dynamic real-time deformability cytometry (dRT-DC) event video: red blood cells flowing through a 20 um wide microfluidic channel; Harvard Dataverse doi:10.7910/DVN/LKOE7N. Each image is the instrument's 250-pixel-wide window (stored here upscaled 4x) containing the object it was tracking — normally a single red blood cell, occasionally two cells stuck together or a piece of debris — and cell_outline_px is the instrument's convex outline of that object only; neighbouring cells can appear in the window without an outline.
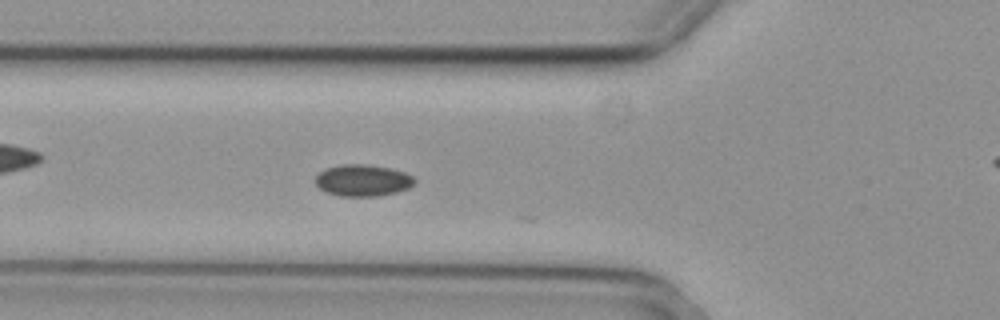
{"species": "common noctule bat (a hibernating species)", "species_latin": "Nyctalus noctula", "temperature_condition": "cold", "stored_images_in_passage": 12, "camera_frame_rate_fps": 3000, "um_per_image_px": 0.085, "animal": {"sex": "female", "body_mass_g": 29.2, "forearm_length_mm": 56.3}, "frame": {"image": 1, "passage_image": 7, "time_ms": 2.0, "image_size_px": [1000, 320], "cell_outline_px": [[416, 180], [408, 188], [396, 192], [380, 196], [340, 196], [324, 192], [312, 180], [324, 168], [340, 164], [364, 164], [388, 168], [404, 172], [412, 176]], "centroid_in_image_um": [30.77, 15.33], "position_along_channel_um": 95.0, "area_um2": 18.38}}
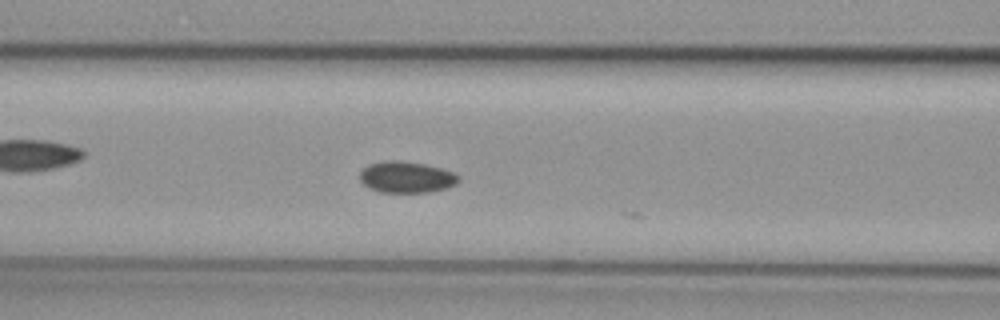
{"frame": {"image": 2, "passage_image": 10, "time_ms": 3.0, "image_size_px": [1000, 320], "cell_outline_px": [[460, 180], [456, 184], [448, 188], [428, 192], [380, 192], [368, 188], [360, 180], [360, 172], [368, 164], [384, 160], [400, 160], [424, 164], [440, 168], [452, 172], [460, 176]], "centroid_in_image_um": [34.54, 15.05], "position_along_channel_um": 132.1, "area_um2": 18.15}}